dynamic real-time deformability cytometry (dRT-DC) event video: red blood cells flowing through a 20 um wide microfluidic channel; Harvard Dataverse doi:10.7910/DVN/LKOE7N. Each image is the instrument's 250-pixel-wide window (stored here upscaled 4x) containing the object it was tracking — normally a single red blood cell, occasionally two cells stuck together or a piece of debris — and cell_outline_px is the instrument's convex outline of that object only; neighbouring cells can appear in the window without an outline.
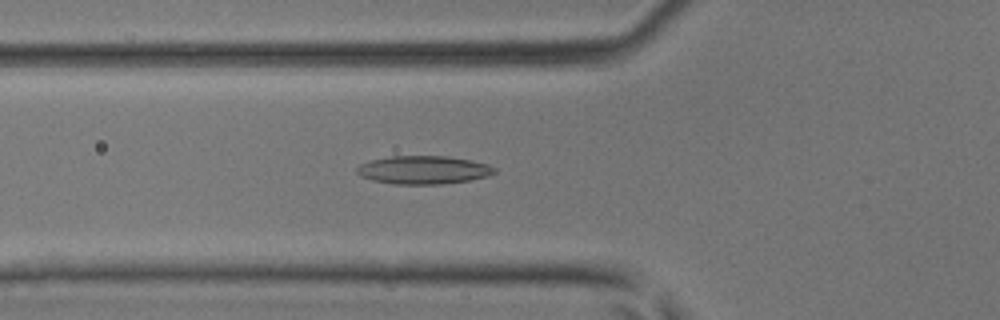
{"species": "common noctule bat (a hibernating species)", "species_latin": "Nyctalus noctula", "temperature_condition": "room temperature", "stored_images_in_passage": 45, "camera_frame_rate_fps": 3000, "um_per_image_px": 0.085, "animal": {"sex": "male", "body_mass_g": 17.9, "forearm_length_mm": 54.2}, "frame": {"image": 1, "passage_image": 16, "time_ms": 5.0, "image_size_px": [1000, 320], "cell_outline_px": [[496, 172], [488, 176], [468, 180], [440, 184], [396, 184], [372, 180], [360, 176], [356, 172], [356, 168], [360, 164], [372, 160], [392, 156], [448, 156], [472, 160], [488, 164], [496, 168]], "centroid_in_image_um": [36.0, 14.44], "position_along_channel_um": 89.8, "area_um2": 22.6}}
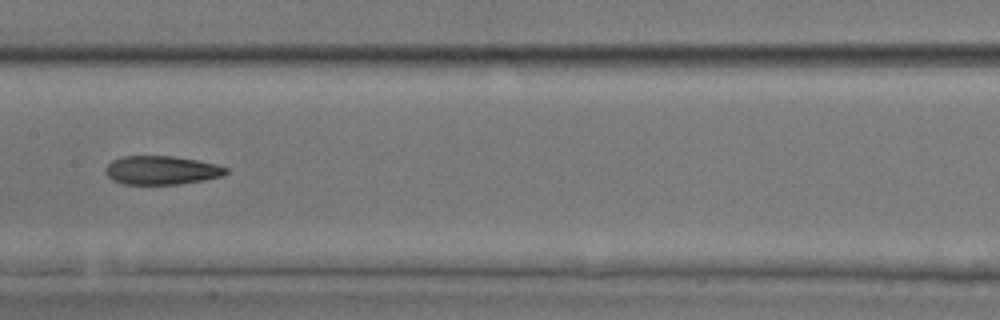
{"frame": {"image": 2, "passage_image": 23, "time_ms": 7.333, "image_size_px": [1000, 320], "cell_outline_px": [[228, 172], [220, 176], [204, 180], [180, 184], [124, 184], [112, 180], [104, 172], [104, 168], [112, 160], [120, 156], [172, 156], [196, 160], [216, 164], [228, 168]], "centroid_in_image_um": [13.69, 14.47], "position_along_channel_um": 193.7, "area_um2": 20.17}}
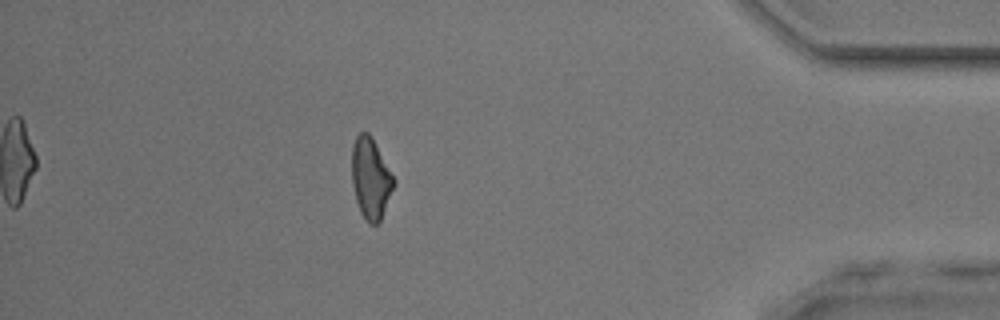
{"frame": {"image": 3, "passage_image": 40, "time_ms": 13.0, "image_size_px": [1000, 320], "cell_outline_px": [[396, 184], [380, 220], [376, 224], [368, 224], [360, 212], [356, 200], [352, 184], [352, 144], [356, 136], [360, 132], [368, 132], [372, 136], [396, 180]], "centroid_in_image_um": [31.51, 15.14], "position_along_channel_um": 403.7, "area_um2": 20.0}}